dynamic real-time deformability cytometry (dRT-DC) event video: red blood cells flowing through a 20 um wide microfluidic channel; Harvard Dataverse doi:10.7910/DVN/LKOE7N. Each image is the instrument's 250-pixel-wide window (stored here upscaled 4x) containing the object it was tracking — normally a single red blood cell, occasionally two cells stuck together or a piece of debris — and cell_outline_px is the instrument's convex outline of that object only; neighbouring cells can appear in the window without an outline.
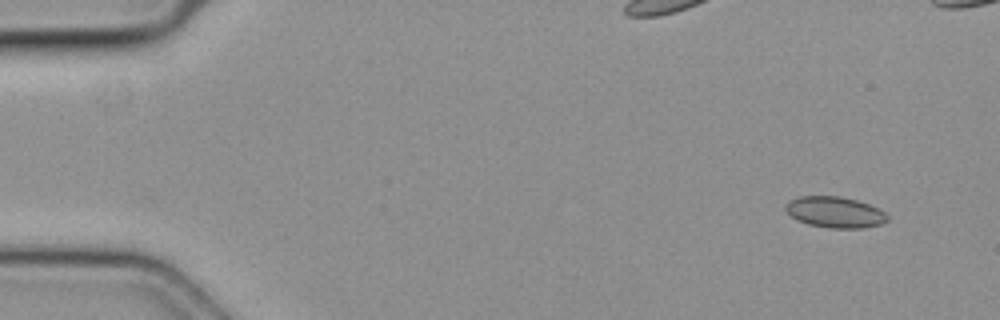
{"species": "common noctule bat (a hibernating species)", "species_latin": "Nyctalus noctula", "temperature_condition": "cold", "stored_images_in_passage": 37, "camera_frame_rate_fps": 3000, "um_per_image_px": 0.085, "animal": {"sex": "female", "body_mass_g": 19.3, "forearm_length_mm": 54.1}, "frame": {"image": 1, "passage_image": 1, "time_ms": 0.0, "image_size_px": [1000, 320], "cell_outline_px": [[888, 220], [880, 224], [864, 228], [828, 228], [808, 224], [796, 220], [784, 208], [792, 200], [800, 196], [840, 196], [856, 200], [868, 204], [884, 212], [888, 216]], "centroid_in_image_um": [70.98, 18.04], "position_along_channel_um": 14.0, "area_um2": 18.21}}
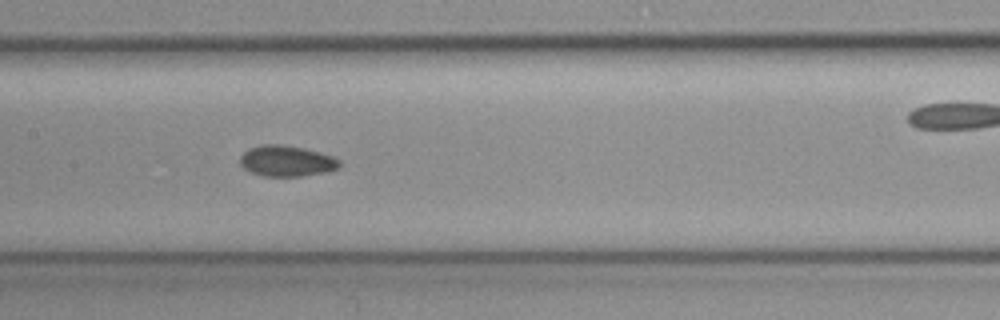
{"frame": {"image": 2, "passage_image": 22, "time_ms": 7.0, "image_size_px": [1000, 320], "cell_outline_px": [[340, 168], [328, 172], [300, 176], [264, 176], [252, 172], [244, 168], [240, 164], [240, 156], [248, 148], [260, 144], [276, 144], [304, 148], [320, 152], [332, 156], [340, 160]], "centroid_in_image_um": [24.37, 13.68], "position_along_channel_um": 183.0, "area_um2": 17.98}}
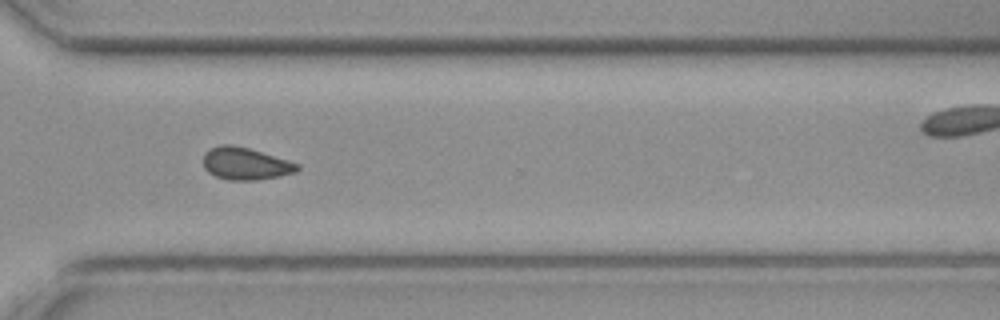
{"frame": {"image": 3, "passage_image": 34, "time_ms": 11.0, "image_size_px": [1000, 320], "cell_outline_px": [[300, 168], [296, 172], [280, 176], [256, 180], [228, 180], [216, 176], [208, 172], [204, 168], [204, 156], [212, 148], [220, 144], [232, 144], [248, 148], [288, 160], [300, 164]], "centroid_in_image_um": [20.89, 13.92], "position_along_channel_um": 349.7, "area_um2": 17.57}}